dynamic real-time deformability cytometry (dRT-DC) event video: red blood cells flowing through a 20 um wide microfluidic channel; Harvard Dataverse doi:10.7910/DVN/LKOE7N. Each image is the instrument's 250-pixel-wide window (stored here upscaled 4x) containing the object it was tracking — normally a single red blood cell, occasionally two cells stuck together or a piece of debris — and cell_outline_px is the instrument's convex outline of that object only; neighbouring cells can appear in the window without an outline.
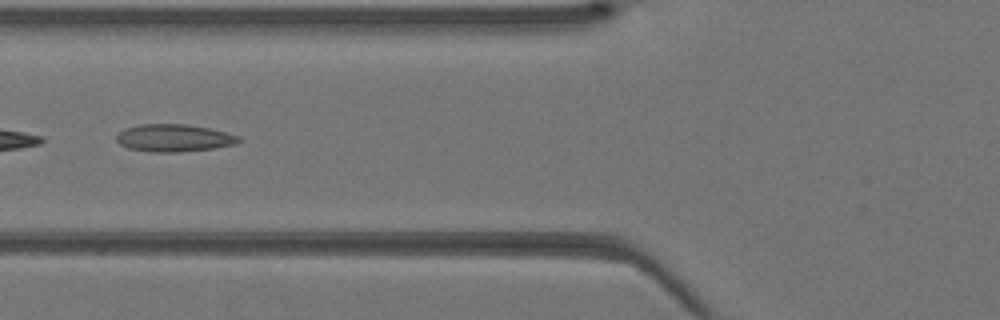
{"species": "Egyptian fruit bat (a non-hibernating species)", "species_latin": "Rousettus aegyptiacus", "temperature_condition": "warm", "stored_images_in_passage": 15, "camera_frame_rate_fps": 3000, "um_per_image_px": 0.085, "animal": {"sex": "female"}, "frame": {"image": 1, "passage_image": 3, "time_ms": 0.667, "image_size_px": [1000, 320], "cell_outline_px": [[244, 140], [236, 144], [212, 148], [180, 152], [148, 152], [128, 148], [120, 144], [116, 140], [116, 136], [124, 128], [140, 124], [184, 124], [208, 128], [240, 136]], "centroid_in_image_um": [14.78, 11.73], "position_along_channel_um": 111.0, "area_um2": 19.59}}